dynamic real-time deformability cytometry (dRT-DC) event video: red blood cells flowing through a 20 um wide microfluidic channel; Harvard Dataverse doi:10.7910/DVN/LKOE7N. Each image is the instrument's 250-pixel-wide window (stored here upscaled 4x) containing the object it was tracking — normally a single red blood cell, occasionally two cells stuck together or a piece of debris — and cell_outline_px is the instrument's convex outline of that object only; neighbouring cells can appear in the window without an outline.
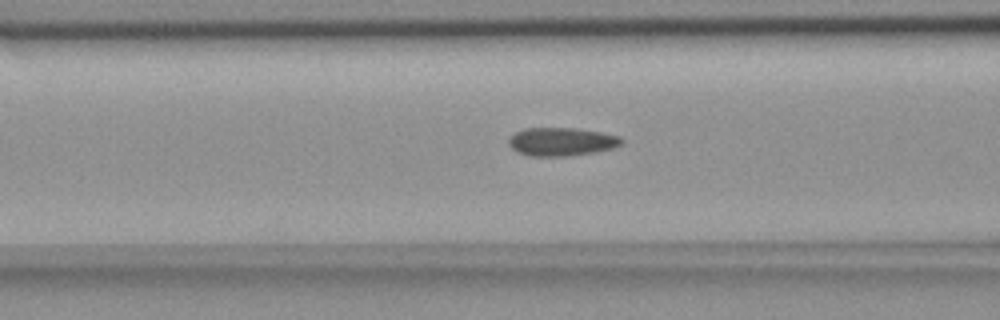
{"species": "common noctule bat (a hibernating species)", "species_latin": "Nyctalus noctula", "temperature_condition": "room temperature", "stored_images_in_passage": 42, "camera_frame_rate_fps": 3000, "um_per_image_px": 0.085, "animal": {"sex": "female", "body_mass_g": 18.4}, "frame": {"image": 1, "passage_image": 16, "time_ms": 5.0, "image_size_px": [1000, 320], "cell_outline_px": [[624, 144], [612, 148], [596, 152], [568, 156], [528, 156], [512, 148], [508, 144], [508, 140], [516, 132], [524, 128], [576, 128], [600, 132], [620, 136], [624, 140]], "centroid_in_image_um": [47.77, 12.04], "position_along_channel_um": 118.8, "area_um2": 18.67}}
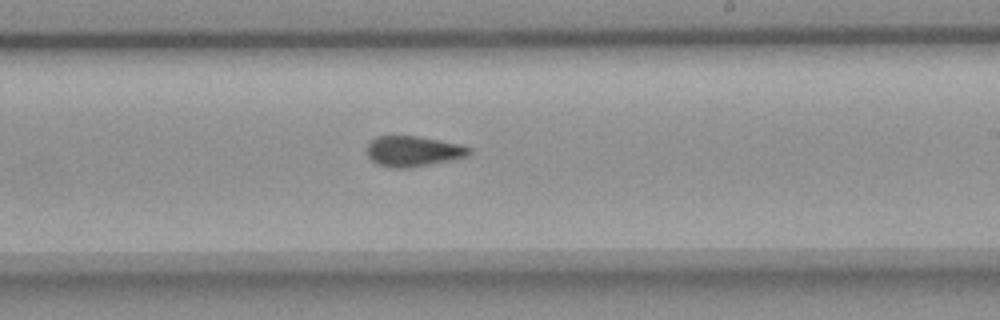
{"frame": {"image": 2, "passage_image": 27, "time_ms": 8.667, "image_size_px": [1000, 320], "cell_outline_px": [[472, 152], [468, 156], [452, 160], [408, 168], [388, 168], [376, 164], [368, 156], [368, 144], [376, 136], [416, 136], [464, 144], [472, 148]], "centroid_in_image_um": [35.17, 12.86], "position_along_channel_um": 253.8, "area_um2": 18.38}}
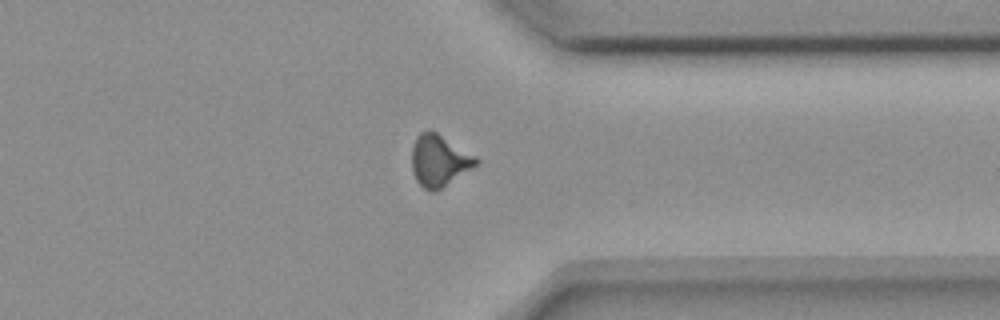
{"frame": {"image": 3, "passage_image": 37, "time_ms": 12.0, "image_size_px": [1000, 320], "cell_outline_px": [[480, 164], [436, 192], [432, 192], [424, 188], [416, 180], [412, 172], [412, 148], [416, 136], [420, 132], [428, 128], [432, 128], [476, 156], [480, 160]], "centroid_in_image_um": [37.35, 13.62], "position_along_channel_um": 374.1, "area_um2": 19.94}, "authors_computed_cell_mechanics": {"area_um2": 18.6694, "velocity_mm_per_s": 3.6971, "shape_relaxation_time_tau1_ms": 5.2508, "shape_relaxation_time_tau2_ms": 1.2977, "deformation_change_tau1": 0.1353, "deformation_change_tau2": 0.0755}}